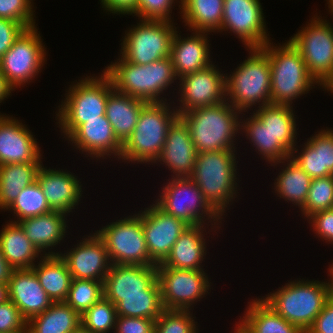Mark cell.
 Listing matches in <instances>:
<instances>
[{"label": "cell", "mask_w": 333, "mask_h": 333, "mask_svg": "<svg viewBox=\"0 0 333 333\" xmlns=\"http://www.w3.org/2000/svg\"><path fill=\"white\" fill-rule=\"evenodd\" d=\"M155 321L150 318L118 316L114 333H154Z\"/></svg>", "instance_id": "obj_49"}, {"label": "cell", "mask_w": 333, "mask_h": 333, "mask_svg": "<svg viewBox=\"0 0 333 333\" xmlns=\"http://www.w3.org/2000/svg\"><path fill=\"white\" fill-rule=\"evenodd\" d=\"M85 236L74 248L59 255L65 261L72 279L104 282L112 265L105 243L96 232Z\"/></svg>", "instance_id": "obj_18"}, {"label": "cell", "mask_w": 333, "mask_h": 333, "mask_svg": "<svg viewBox=\"0 0 333 333\" xmlns=\"http://www.w3.org/2000/svg\"><path fill=\"white\" fill-rule=\"evenodd\" d=\"M68 214L61 211H51L47 214L26 218L17 223L21 226L27 238L43 256L59 255L53 249L64 242L67 229ZM53 251H52V250ZM46 250H48L46 252Z\"/></svg>", "instance_id": "obj_27"}, {"label": "cell", "mask_w": 333, "mask_h": 333, "mask_svg": "<svg viewBox=\"0 0 333 333\" xmlns=\"http://www.w3.org/2000/svg\"><path fill=\"white\" fill-rule=\"evenodd\" d=\"M208 228L209 226L206 225L189 226L177 239L170 254L161 264L170 268L205 271L204 265L201 264L205 262L207 254L206 245L208 244L204 235H207L205 229Z\"/></svg>", "instance_id": "obj_28"}, {"label": "cell", "mask_w": 333, "mask_h": 333, "mask_svg": "<svg viewBox=\"0 0 333 333\" xmlns=\"http://www.w3.org/2000/svg\"><path fill=\"white\" fill-rule=\"evenodd\" d=\"M306 220L311 224L315 236L325 240V243L333 244V209L315 212Z\"/></svg>", "instance_id": "obj_48"}, {"label": "cell", "mask_w": 333, "mask_h": 333, "mask_svg": "<svg viewBox=\"0 0 333 333\" xmlns=\"http://www.w3.org/2000/svg\"><path fill=\"white\" fill-rule=\"evenodd\" d=\"M193 311L165 309L155 321L154 333H199Z\"/></svg>", "instance_id": "obj_44"}, {"label": "cell", "mask_w": 333, "mask_h": 333, "mask_svg": "<svg viewBox=\"0 0 333 333\" xmlns=\"http://www.w3.org/2000/svg\"><path fill=\"white\" fill-rule=\"evenodd\" d=\"M240 116L241 112L227 101L180 115L190 129L197 153L236 150L234 143L237 134L240 135Z\"/></svg>", "instance_id": "obj_6"}, {"label": "cell", "mask_w": 333, "mask_h": 333, "mask_svg": "<svg viewBox=\"0 0 333 333\" xmlns=\"http://www.w3.org/2000/svg\"><path fill=\"white\" fill-rule=\"evenodd\" d=\"M167 181L153 203L189 226L207 225L217 233L224 218L204 198L196 183L190 177H171Z\"/></svg>", "instance_id": "obj_9"}, {"label": "cell", "mask_w": 333, "mask_h": 333, "mask_svg": "<svg viewBox=\"0 0 333 333\" xmlns=\"http://www.w3.org/2000/svg\"><path fill=\"white\" fill-rule=\"evenodd\" d=\"M257 109V110H256ZM253 114L291 153L298 144L295 110L291 105L270 104L255 108Z\"/></svg>", "instance_id": "obj_33"}, {"label": "cell", "mask_w": 333, "mask_h": 333, "mask_svg": "<svg viewBox=\"0 0 333 333\" xmlns=\"http://www.w3.org/2000/svg\"><path fill=\"white\" fill-rule=\"evenodd\" d=\"M328 272H330L333 281V262L331 265H329Z\"/></svg>", "instance_id": "obj_59"}, {"label": "cell", "mask_w": 333, "mask_h": 333, "mask_svg": "<svg viewBox=\"0 0 333 333\" xmlns=\"http://www.w3.org/2000/svg\"><path fill=\"white\" fill-rule=\"evenodd\" d=\"M177 1V2H176ZM179 2L181 12V0H137L134 16L139 19L161 20L174 22L171 18L172 7Z\"/></svg>", "instance_id": "obj_46"}, {"label": "cell", "mask_w": 333, "mask_h": 333, "mask_svg": "<svg viewBox=\"0 0 333 333\" xmlns=\"http://www.w3.org/2000/svg\"><path fill=\"white\" fill-rule=\"evenodd\" d=\"M260 0H224L221 29L241 39L246 49L261 48L270 41Z\"/></svg>", "instance_id": "obj_16"}, {"label": "cell", "mask_w": 333, "mask_h": 333, "mask_svg": "<svg viewBox=\"0 0 333 333\" xmlns=\"http://www.w3.org/2000/svg\"><path fill=\"white\" fill-rule=\"evenodd\" d=\"M38 29L26 28L0 59V70L13 91L34 82L44 69L47 51Z\"/></svg>", "instance_id": "obj_12"}, {"label": "cell", "mask_w": 333, "mask_h": 333, "mask_svg": "<svg viewBox=\"0 0 333 333\" xmlns=\"http://www.w3.org/2000/svg\"><path fill=\"white\" fill-rule=\"evenodd\" d=\"M315 14L289 40L300 52L310 75L323 88L333 77V24Z\"/></svg>", "instance_id": "obj_10"}, {"label": "cell", "mask_w": 333, "mask_h": 333, "mask_svg": "<svg viewBox=\"0 0 333 333\" xmlns=\"http://www.w3.org/2000/svg\"><path fill=\"white\" fill-rule=\"evenodd\" d=\"M0 250L13 269H32L35 259L43 257L27 238L21 226L12 221L2 226Z\"/></svg>", "instance_id": "obj_30"}, {"label": "cell", "mask_w": 333, "mask_h": 333, "mask_svg": "<svg viewBox=\"0 0 333 333\" xmlns=\"http://www.w3.org/2000/svg\"><path fill=\"white\" fill-rule=\"evenodd\" d=\"M157 280L164 309L194 310V305L211 289L206 271L177 269L157 264Z\"/></svg>", "instance_id": "obj_14"}, {"label": "cell", "mask_w": 333, "mask_h": 333, "mask_svg": "<svg viewBox=\"0 0 333 333\" xmlns=\"http://www.w3.org/2000/svg\"><path fill=\"white\" fill-rule=\"evenodd\" d=\"M42 162L10 163L0 165V209L4 212L21 190L37 179Z\"/></svg>", "instance_id": "obj_37"}, {"label": "cell", "mask_w": 333, "mask_h": 333, "mask_svg": "<svg viewBox=\"0 0 333 333\" xmlns=\"http://www.w3.org/2000/svg\"><path fill=\"white\" fill-rule=\"evenodd\" d=\"M324 90H327L330 93H333V77L327 82V84L322 88Z\"/></svg>", "instance_id": "obj_56"}, {"label": "cell", "mask_w": 333, "mask_h": 333, "mask_svg": "<svg viewBox=\"0 0 333 333\" xmlns=\"http://www.w3.org/2000/svg\"><path fill=\"white\" fill-rule=\"evenodd\" d=\"M118 316L157 320L165 310L161 290H145V295L120 296L115 305Z\"/></svg>", "instance_id": "obj_39"}, {"label": "cell", "mask_w": 333, "mask_h": 333, "mask_svg": "<svg viewBox=\"0 0 333 333\" xmlns=\"http://www.w3.org/2000/svg\"><path fill=\"white\" fill-rule=\"evenodd\" d=\"M270 164L274 167H277V164L279 166L284 165L281 166L283 169H281V172L278 173L274 180L275 182H273V189L275 190L273 192L277 193L276 195L279 198L284 199L288 203L292 202L294 206H298L301 210L308 197L312 178L290 157Z\"/></svg>", "instance_id": "obj_31"}, {"label": "cell", "mask_w": 333, "mask_h": 333, "mask_svg": "<svg viewBox=\"0 0 333 333\" xmlns=\"http://www.w3.org/2000/svg\"><path fill=\"white\" fill-rule=\"evenodd\" d=\"M13 270L0 250V283L8 284Z\"/></svg>", "instance_id": "obj_53"}, {"label": "cell", "mask_w": 333, "mask_h": 333, "mask_svg": "<svg viewBox=\"0 0 333 333\" xmlns=\"http://www.w3.org/2000/svg\"><path fill=\"white\" fill-rule=\"evenodd\" d=\"M215 63L205 69L180 77L178 104L175 106L179 116L187 111L212 106L226 101V73L220 71ZM222 72V73H221Z\"/></svg>", "instance_id": "obj_15"}, {"label": "cell", "mask_w": 333, "mask_h": 333, "mask_svg": "<svg viewBox=\"0 0 333 333\" xmlns=\"http://www.w3.org/2000/svg\"><path fill=\"white\" fill-rule=\"evenodd\" d=\"M118 58L103 70L111 79L115 91L146 103L168 101L163 97L164 91L179 79L170 57L146 65H136L120 56Z\"/></svg>", "instance_id": "obj_1"}, {"label": "cell", "mask_w": 333, "mask_h": 333, "mask_svg": "<svg viewBox=\"0 0 333 333\" xmlns=\"http://www.w3.org/2000/svg\"><path fill=\"white\" fill-rule=\"evenodd\" d=\"M103 73V74H102ZM95 77L84 76L74 80L66 89L64 100L55 112L57 127L61 130L65 140L88 120L101 119L105 115L108 96L114 91L111 79L102 71Z\"/></svg>", "instance_id": "obj_4"}, {"label": "cell", "mask_w": 333, "mask_h": 333, "mask_svg": "<svg viewBox=\"0 0 333 333\" xmlns=\"http://www.w3.org/2000/svg\"><path fill=\"white\" fill-rule=\"evenodd\" d=\"M0 333H27V320L10 299L0 303Z\"/></svg>", "instance_id": "obj_47"}, {"label": "cell", "mask_w": 333, "mask_h": 333, "mask_svg": "<svg viewBox=\"0 0 333 333\" xmlns=\"http://www.w3.org/2000/svg\"><path fill=\"white\" fill-rule=\"evenodd\" d=\"M63 169L39 168L36 181L39 183L44 196L52 211H61L70 215L79 205L84 192L82 184L74 173Z\"/></svg>", "instance_id": "obj_23"}, {"label": "cell", "mask_w": 333, "mask_h": 333, "mask_svg": "<svg viewBox=\"0 0 333 333\" xmlns=\"http://www.w3.org/2000/svg\"><path fill=\"white\" fill-rule=\"evenodd\" d=\"M192 34L181 37L178 30L174 33L170 58L178 78L205 69L212 64L208 32L190 31ZM179 33V34H178Z\"/></svg>", "instance_id": "obj_24"}, {"label": "cell", "mask_w": 333, "mask_h": 333, "mask_svg": "<svg viewBox=\"0 0 333 333\" xmlns=\"http://www.w3.org/2000/svg\"><path fill=\"white\" fill-rule=\"evenodd\" d=\"M21 120L0 114V165L42 162V150Z\"/></svg>", "instance_id": "obj_20"}, {"label": "cell", "mask_w": 333, "mask_h": 333, "mask_svg": "<svg viewBox=\"0 0 333 333\" xmlns=\"http://www.w3.org/2000/svg\"><path fill=\"white\" fill-rule=\"evenodd\" d=\"M172 102L146 103L128 139L122 144L119 160L152 164L161 156L167 132L179 117ZM131 161V162H130Z\"/></svg>", "instance_id": "obj_5"}, {"label": "cell", "mask_w": 333, "mask_h": 333, "mask_svg": "<svg viewBox=\"0 0 333 333\" xmlns=\"http://www.w3.org/2000/svg\"><path fill=\"white\" fill-rule=\"evenodd\" d=\"M247 304L244 316L235 323L234 333H305L297 325L281 317L262 298Z\"/></svg>", "instance_id": "obj_29"}, {"label": "cell", "mask_w": 333, "mask_h": 333, "mask_svg": "<svg viewBox=\"0 0 333 333\" xmlns=\"http://www.w3.org/2000/svg\"><path fill=\"white\" fill-rule=\"evenodd\" d=\"M306 333H333V294Z\"/></svg>", "instance_id": "obj_51"}, {"label": "cell", "mask_w": 333, "mask_h": 333, "mask_svg": "<svg viewBox=\"0 0 333 333\" xmlns=\"http://www.w3.org/2000/svg\"><path fill=\"white\" fill-rule=\"evenodd\" d=\"M32 267L39 283L53 302L67 298L72 276L60 255H46Z\"/></svg>", "instance_id": "obj_34"}, {"label": "cell", "mask_w": 333, "mask_h": 333, "mask_svg": "<svg viewBox=\"0 0 333 333\" xmlns=\"http://www.w3.org/2000/svg\"><path fill=\"white\" fill-rule=\"evenodd\" d=\"M103 10L117 15H132L136 10L137 0H99ZM110 12V13H109Z\"/></svg>", "instance_id": "obj_52"}, {"label": "cell", "mask_w": 333, "mask_h": 333, "mask_svg": "<svg viewBox=\"0 0 333 333\" xmlns=\"http://www.w3.org/2000/svg\"><path fill=\"white\" fill-rule=\"evenodd\" d=\"M66 140L92 160H104L113 155L112 158H118L119 161L121 156L122 143L105 115L81 124Z\"/></svg>", "instance_id": "obj_21"}, {"label": "cell", "mask_w": 333, "mask_h": 333, "mask_svg": "<svg viewBox=\"0 0 333 333\" xmlns=\"http://www.w3.org/2000/svg\"><path fill=\"white\" fill-rule=\"evenodd\" d=\"M160 290L157 265L112 264L104 280V297L116 305L120 296L145 295Z\"/></svg>", "instance_id": "obj_19"}, {"label": "cell", "mask_w": 333, "mask_h": 333, "mask_svg": "<svg viewBox=\"0 0 333 333\" xmlns=\"http://www.w3.org/2000/svg\"><path fill=\"white\" fill-rule=\"evenodd\" d=\"M137 214L141 217L150 258L156 264L162 263L189 225L165 213L155 203L140 210Z\"/></svg>", "instance_id": "obj_17"}, {"label": "cell", "mask_w": 333, "mask_h": 333, "mask_svg": "<svg viewBox=\"0 0 333 333\" xmlns=\"http://www.w3.org/2000/svg\"><path fill=\"white\" fill-rule=\"evenodd\" d=\"M326 128L317 130L318 133L308 138L300 152L296 145L290 154V158L312 179L333 175V129Z\"/></svg>", "instance_id": "obj_26"}, {"label": "cell", "mask_w": 333, "mask_h": 333, "mask_svg": "<svg viewBox=\"0 0 333 333\" xmlns=\"http://www.w3.org/2000/svg\"><path fill=\"white\" fill-rule=\"evenodd\" d=\"M117 317L116 306L103 297L81 314V326L92 333H109L115 330Z\"/></svg>", "instance_id": "obj_42"}, {"label": "cell", "mask_w": 333, "mask_h": 333, "mask_svg": "<svg viewBox=\"0 0 333 333\" xmlns=\"http://www.w3.org/2000/svg\"><path fill=\"white\" fill-rule=\"evenodd\" d=\"M107 224L95 232L104 241L111 264L157 265L149 256L138 214Z\"/></svg>", "instance_id": "obj_13"}, {"label": "cell", "mask_w": 333, "mask_h": 333, "mask_svg": "<svg viewBox=\"0 0 333 333\" xmlns=\"http://www.w3.org/2000/svg\"><path fill=\"white\" fill-rule=\"evenodd\" d=\"M104 297V282L72 279L64 301L80 315Z\"/></svg>", "instance_id": "obj_41"}, {"label": "cell", "mask_w": 333, "mask_h": 333, "mask_svg": "<svg viewBox=\"0 0 333 333\" xmlns=\"http://www.w3.org/2000/svg\"><path fill=\"white\" fill-rule=\"evenodd\" d=\"M25 29L19 22L0 18V59Z\"/></svg>", "instance_id": "obj_50"}, {"label": "cell", "mask_w": 333, "mask_h": 333, "mask_svg": "<svg viewBox=\"0 0 333 333\" xmlns=\"http://www.w3.org/2000/svg\"><path fill=\"white\" fill-rule=\"evenodd\" d=\"M33 0H0V18L16 21L26 28L35 25Z\"/></svg>", "instance_id": "obj_45"}, {"label": "cell", "mask_w": 333, "mask_h": 333, "mask_svg": "<svg viewBox=\"0 0 333 333\" xmlns=\"http://www.w3.org/2000/svg\"><path fill=\"white\" fill-rule=\"evenodd\" d=\"M8 299L7 284L0 283V303Z\"/></svg>", "instance_id": "obj_55"}, {"label": "cell", "mask_w": 333, "mask_h": 333, "mask_svg": "<svg viewBox=\"0 0 333 333\" xmlns=\"http://www.w3.org/2000/svg\"><path fill=\"white\" fill-rule=\"evenodd\" d=\"M72 333H92V332H90L89 330H86L82 326H80L78 329H76Z\"/></svg>", "instance_id": "obj_57"}, {"label": "cell", "mask_w": 333, "mask_h": 333, "mask_svg": "<svg viewBox=\"0 0 333 333\" xmlns=\"http://www.w3.org/2000/svg\"><path fill=\"white\" fill-rule=\"evenodd\" d=\"M224 0H181V18L187 30L215 33L221 29Z\"/></svg>", "instance_id": "obj_35"}, {"label": "cell", "mask_w": 333, "mask_h": 333, "mask_svg": "<svg viewBox=\"0 0 333 333\" xmlns=\"http://www.w3.org/2000/svg\"><path fill=\"white\" fill-rule=\"evenodd\" d=\"M81 326V315L65 302H54L27 321V333H72Z\"/></svg>", "instance_id": "obj_38"}, {"label": "cell", "mask_w": 333, "mask_h": 333, "mask_svg": "<svg viewBox=\"0 0 333 333\" xmlns=\"http://www.w3.org/2000/svg\"><path fill=\"white\" fill-rule=\"evenodd\" d=\"M333 209V175L313 178L304 207L299 211L304 218L315 212Z\"/></svg>", "instance_id": "obj_43"}, {"label": "cell", "mask_w": 333, "mask_h": 333, "mask_svg": "<svg viewBox=\"0 0 333 333\" xmlns=\"http://www.w3.org/2000/svg\"><path fill=\"white\" fill-rule=\"evenodd\" d=\"M145 101L113 91L107 98L105 116L123 144L133 132Z\"/></svg>", "instance_id": "obj_32"}, {"label": "cell", "mask_w": 333, "mask_h": 333, "mask_svg": "<svg viewBox=\"0 0 333 333\" xmlns=\"http://www.w3.org/2000/svg\"><path fill=\"white\" fill-rule=\"evenodd\" d=\"M7 290L8 299L18 307L27 321L43 313L54 303L32 269H14Z\"/></svg>", "instance_id": "obj_25"}, {"label": "cell", "mask_w": 333, "mask_h": 333, "mask_svg": "<svg viewBox=\"0 0 333 333\" xmlns=\"http://www.w3.org/2000/svg\"><path fill=\"white\" fill-rule=\"evenodd\" d=\"M275 45L270 40L261 47L270 63L271 104L292 105L294 99L320 85L308 72L300 52L290 40Z\"/></svg>", "instance_id": "obj_7"}, {"label": "cell", "mask_w": 333, "mask_h": 333, "mask_svg": "<svg viewBox=\"0 0 333 333\" xmlns=\"http://www.w3.org/2000/svg\"><path fill=\"white\" fill-rule=\"evenodd\" d=\"M240 118V135L246 133L245 137L249 139L252 148L260 155L261 159L273 163L282 161L290 157V152L276 139L273 133L262 124V122L253 114L247 116L246 120L243 112ZM258 150V151H257Z\"/></svg>", "instance_id": "obj_36"}, {"label": "cell", "mask_w": 333, "mask_h": 333, "mask_svg": "<svg viewBox=\"0 0 333 333\" xmlns=\"http://www.w3.org/2000/svg\"><path fill=\"white\" fill-rule=\"evenodd\" d=\"M122 37L120 56L136 65H146L170 57L177 30L174 22L140 19Z\"/></svg>", "instance_id": "obj_11"}, {"label": "cell", "mask_w": 333, "mask_h": 333, "mask_svg": "<svg viewBox=\"0 0 333 333\" xmlns=\"http://www.w3.org/2000/svg\"><path fill=\"white\" fill-rule=\"evenodd\" d=\"M13 212L18 222L26 218L36 217L51 212V208L37 181L21 190L14 202L5 210ZM16 220V221H15Z\"/></svg>", "instance_id": "obj_40"}, {"label": "cell", "mask_w": 333, "mask_h": 333, "mask_svg": "<svg viewBox=\"0 0 333 333\" xmlns=\"http://www.w3.org/2000/svg\"><path fill=\"white\" fill-rule=\"evenodd\" d=\"M328 4V11L333 14V0H326Z\"/></svg>", "instance_id": "obj_58"}, {"label": "cell", "mask_w": 333, "mask_h": 333, "mask_svg": "<svg viewBox=\"0 0 333 333\" xmlns=\"http://www.w3.org/2000/svg\"><path fill=\"white\" fill-rule=\"evenodd\" d=\"M236 151L217 150L198 153L190 177L204 198L222 217H225L224 213L234 203V198H237L238 190L241 191L237 188L239 178H237Z\"/></svg>", "instance_id": "obj_3"}, {"label": "cell", "mask_w": 333, "mask_h": 333, "mask_svg": "<svg viewBox=\"0 0 333 333\" xmlns=\"http://www.w3.org/2000/svg\"><path fill=\"white\" fill-rule=\"evenodd\" d=\"M328 276V281L290 280L261 298L281 317L306 333L333 294L330 272Z\"/></svg>", "instance_id": "obj_2"}, {"label": "cell", "mask_w": 333, "mask_h": 333, "mask_svg": "<svg viewBox=\"0 0 333 333\" xmlns=\"http://www.w3.org/2000/svg\"><path fill=\"white\" fill-rule=\"evenodd\" d=\"M13 89L7 84L1 70H0V103H4V100L11 97Z\"/></svg>", "instance_id": "obj_54"}, {"label": "cell", "mask_w": 333, "mask_h": 333, "mask_svg": "<svg viewBox=\"0 0 333 333\" xmlns=\"http://www.w3.org/2000/svg\"><path fill=\"white\" fill-rule=\"evenodd\" d=\"M197 154L190 129L179 116L169 127L161 156L154 164L167 167L173 178L191 177Z\"/></svg>", "instance_id": "obj_22"}, {"label": "cell", "mask_w": 333, "mask_h": 333, "mask_svg": "<svg viewBox=\"0 0 333 333\" xmlns=\"http://www.w3.org/2000/svg\"><path fill=\"white\" fill-rule=\"evenodd\" d=\"M247 50V59L240 62L229 76L226 73V101L241 113L256 105L259 108L271 104L268 55L261 48Z\"/></svg>", "instance_id": "obj_8"}]
</instances>
